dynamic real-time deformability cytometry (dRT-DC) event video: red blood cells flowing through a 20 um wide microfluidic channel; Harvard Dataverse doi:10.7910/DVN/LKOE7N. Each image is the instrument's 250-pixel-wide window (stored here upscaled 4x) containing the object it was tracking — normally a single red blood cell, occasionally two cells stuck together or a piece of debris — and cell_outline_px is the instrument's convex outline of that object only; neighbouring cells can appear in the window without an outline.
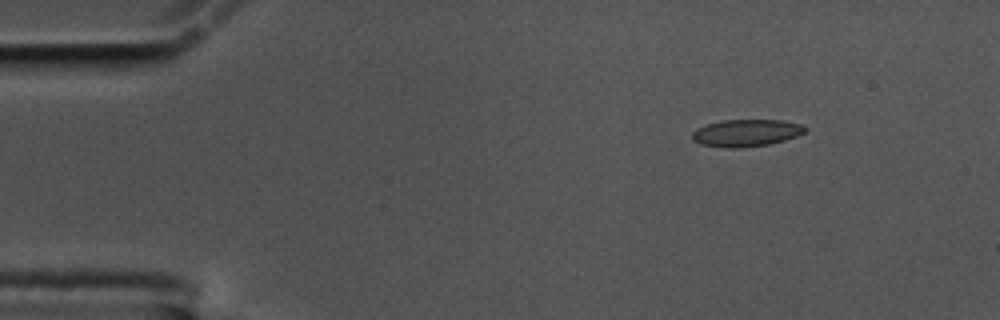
{"species": "common noctule bat (a hibernating species)", "species_latin": "Nyctalus noctula", "temperature_condition": "cold", "stored_images_in_passage": 51, "camera_frame_rate_fps": 3000, "um_per_image_px": 0.085, "animal": {"sex": "male", "body_mass_g": 17.5, "forearm_length_mm": 52.3}, "frame": {"image": 1, "passage_image": 1, "time_ms": 0.0, "image_size_px": [1000, 320], "cell_outline_px": [[808, 128], [804, 132], [796, 136], [784, 140], [768, 144], [744, 148], [724, 148], [700, 144], [692, 140], [692, 132], [696, 128], [720, 120], [784, 120], [804, 124]], "centroid_in_image_um": [63.43, 11.3], "position_along_channel_um": 21.6, "area_um2": 18.09}}
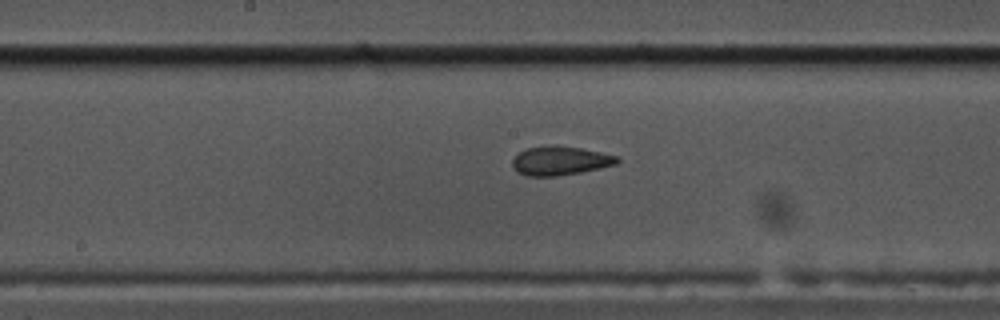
{"frame": {"image": 2, "passage_image": 23, "time_ms": 7.333, "image_size_px": [1000, 320], "cell_outline_px": [[620, 160], [616, 164], [600, 168], [580, 172], [556, 176], [528, 176], [516, 172], [512, 168], [512, 160], [524, 148], [580, 148], [620, 156]], "centroid_in_image_um": [47.62, 13.71], "position_along_channel_um": 200.6, "area_um2": 17.05}}
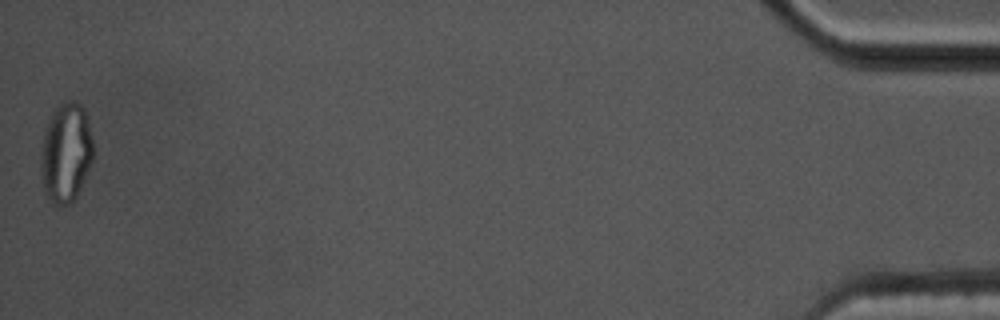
{"frame": {"image": 3, "passage_image": 51, "time_ms": 16.667, "image_size_px": [1000, 320], "cell_outline_px": [[92, 160], [76, 196], [72, 204], [52, 204], [44, 192], [40, 172], [40, 156], [44, 128], [52, 112], [60, 104], [68, 100], [76, 100], [84, 108], [92, 140]], "centroid_in_image_um": [5.56, 12.97], "position_along_channel_um": 429.6, "area_um2": 30.4}, "authors_computed_cell_mechanics": {"area_um2": 17.629, "velocity_mm_per_s": 3.4778, "shape_relaxation_time_tau1_ms": null, "shape_relaxation_time_tau2_ms": 2.3221, "deformation_change_tau1": null, "deformation_change_tau2": 0.0939}}